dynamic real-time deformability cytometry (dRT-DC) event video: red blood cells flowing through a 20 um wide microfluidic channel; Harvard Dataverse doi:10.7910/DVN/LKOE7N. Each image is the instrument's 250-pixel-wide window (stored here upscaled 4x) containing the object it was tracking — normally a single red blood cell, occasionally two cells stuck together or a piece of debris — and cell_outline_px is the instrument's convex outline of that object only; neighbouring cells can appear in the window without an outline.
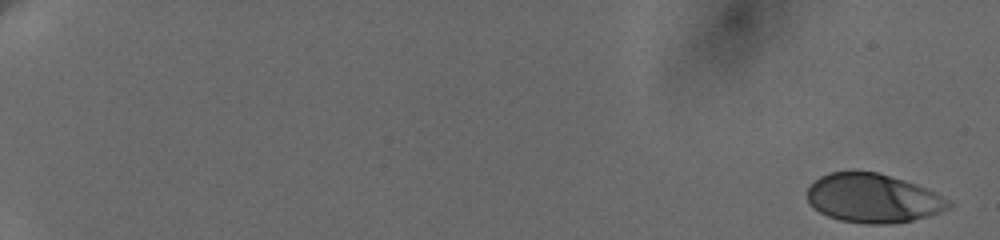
{"species": "human", "species_latin": "Homo sapiens", "temperature_condition": "cold", "stored_images_in_passage": 33, "camera_frame_rate_fps": 3000, "um_per_image_px": 0.085, "donor": {"sex": "female"}, "frame": {"image": 1, "passage_image": 1, "time_ms": 0.0, "image_size_px": [1000, 240], "cell_outline_px": [[952, 204], [948, 208], [940, 212], [928, 216], [912, 220], [888, 224], [864, 224], [840, 220], [828, 216], [812, 208], [808, 204], [808, 188], [820, 176], [828, 172], [876, 172], [904, 180], [916, 184], [952, 200]], "centroid_in_image_um": [74.2, 16.86], "position_along_channel_um": 10.8, "area_um2": 40.23}}
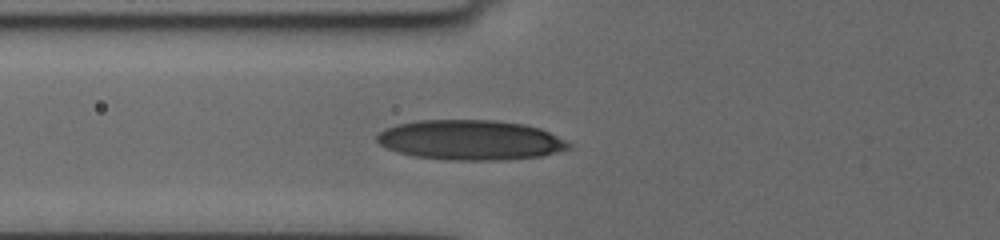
{"frame": {"image": 2, "passage_image": 28, "time_ms": 8.0, "image_size_px": [1000, 240], "cell_outline_px": [[572, 148], [560, 152], [540, 156], [504, 160], [448, 160], [416, 156], [396, 152], [380, 144], [376, 140], [376, 136], [384, 128], [396, 124], [420, 120], [496, 120], [524, 124], [540, 128], [572, 144]], "centroid_in_image_um": [39.99, 11.9], "position_along_channel_um": 85.8, "area_um2": 44.8}}
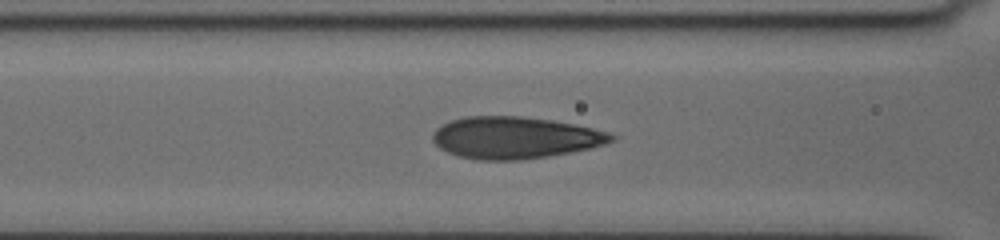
{"frame": {"image": 3, "passage_image": 32, "time_ms": 9.0, "image_size_px": [1000, 240], "cell_outline_px": [[616, 140], [604, 144], [572, 152], [548, 156], [520, 160], [476, 160], [456, 156], [440, 148], [432, 140], [432, 132], [436, 128], [452, 120], [468, 116], [520, 116], [552, 120], [592, 128], [608, 132], [616, 136]], "centroid_in_image_um": [43.75, 11.71], "position_along_channel_um": 122.9, "area_um2": 43.58}}